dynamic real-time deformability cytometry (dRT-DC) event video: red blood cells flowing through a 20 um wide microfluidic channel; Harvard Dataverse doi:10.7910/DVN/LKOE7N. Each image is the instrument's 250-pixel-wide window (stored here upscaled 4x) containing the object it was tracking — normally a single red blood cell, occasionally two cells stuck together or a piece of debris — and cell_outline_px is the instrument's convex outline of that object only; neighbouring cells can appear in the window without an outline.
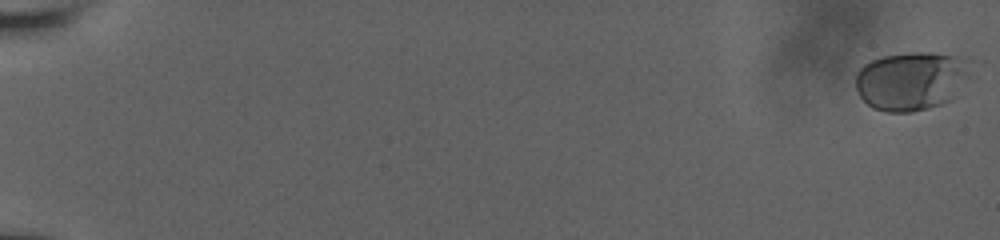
{"species": "human", "species_latin": "Homo sapiens", "temperature_condition": "room temperature", "stored_images_in_passage": 62, "camera_frame_rate_fps": 3000, "um_per_image_px": 0.085, "donor": {"sex": "male"}, "frame": {"image": 1, "passage_image": 1, "time_ms": 0.0, "image_size_px": [1000, 240], "cell_outline_px": [[972, 60], [968, 76], [952, 100], [928, 108], [912, 112], [884, 112], [872, 108], [860, 96], [856, 88], [856, 72], [864, 64], [872, 60], [884, 56], [912, 52], [932, 52], [968, 56]], "centroid_in_image_um": [77.5, 6.85], "position_along_channel_um": 7.5, "area_um2": 39.88}}
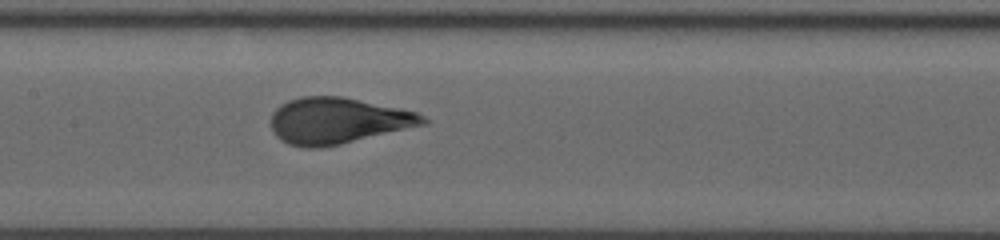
{"frame": {"image": 2, "passage_image": 34, "time_ms": 11.0, "image_size_px": [1000, 240], "cell_outline_px": [[428, 124], [340, 144], [320, 148], [308, 148], [288, 144], [280, 140], [276, 136], [272, 128], [272, 112], [280, 104], [288, 100], [300, 96], [344, 96], [416, 112], [424, 116], [428, 120]], "centroid_in_image_um": [28.7, 10.25], "position_along_channel_um": 178.7, "area_um2": 40.98}}
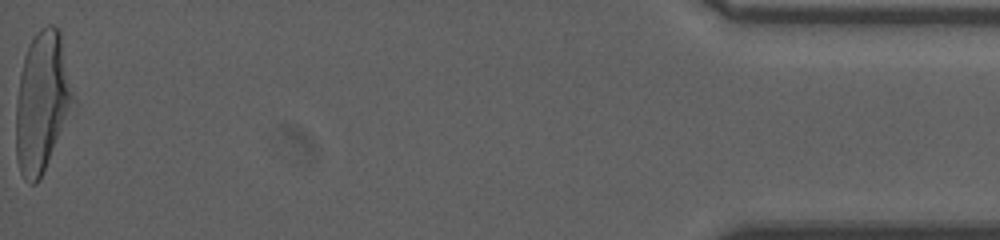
{"frame": {"image": 3, "passage_image": 62, "time_ms": 20.333, "image_size_px": [1000, 240], "cell_outline_px": [[76, 108], [40, 180], [36, 184], [32, 184], [24, 180], [20, 172], [16, 156], [16, 100], [20, 72], [24, 56], [36, 32], [40, 28], [48, 24], [52, 24], [60, 28], [76, 96]], "centroid_in_image_um": [3.64, 8.69], "position_along_channel_um": 431.6, "area_um2": 48.49}, "authors_computed_cell_mechanics": {"area_um2": 39.5352, "velocity_mm_per_s": 3.63, "shape_relaxation_time_tau1_ms": 7.9307, "shape_relaxation_time_tau2_ms": null, "deformation_change_tau1": 0.2455, "deformation_change_tau2": null}}